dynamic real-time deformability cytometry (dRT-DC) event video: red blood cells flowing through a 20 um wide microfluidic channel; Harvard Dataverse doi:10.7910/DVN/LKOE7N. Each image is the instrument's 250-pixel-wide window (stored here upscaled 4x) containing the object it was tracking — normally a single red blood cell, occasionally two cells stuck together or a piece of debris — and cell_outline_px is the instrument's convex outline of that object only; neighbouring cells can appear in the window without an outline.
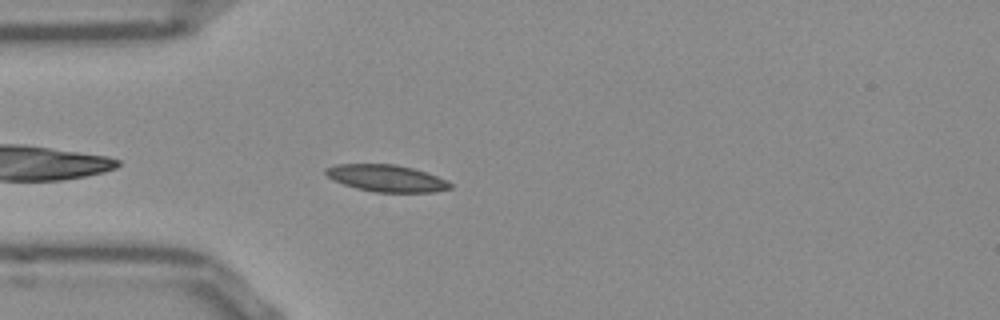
{"species": "Egyptian fruit bat (a non-hibernating species)", "species_latin": "Rousettus aegyptiacus", "temperature_condition": "room temperature", "stored_images_in_passage": 29, "camera_frame_rate_fps": 3000, "um_per_image_px": 0.085, "frame": {"image": 1, "passage_image": 3, "time_ms": 0.667, "image_size_px": [1000, 320], "cell_outline_px": [[452, 188], [436, 192], [376, 192], [356, 188], [332, 180], [324, 172], [324, 168], [336, 164], [396, 164], [412, 168], [448, 180], [452, 184]], "centroid_in_image_um": [32.84, 15.15], "position_along_channel_um": 52.2, "area_um2": 19.54}}
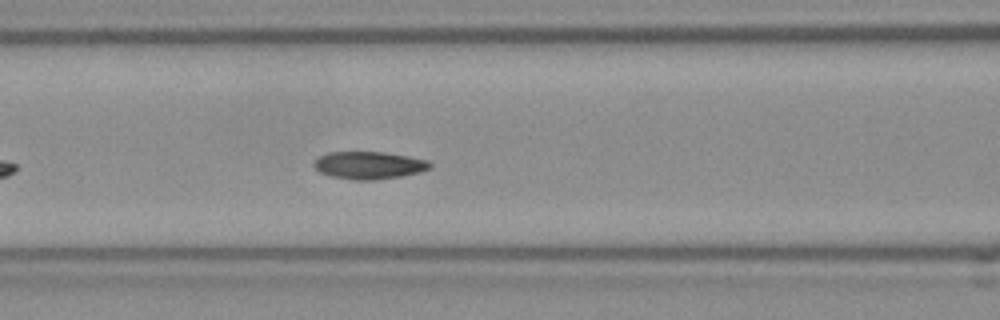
{"frame": {"image": 2, "passage_image": 10, "time_ms": 3.0, "image_size_px": [1000, 320], "cell_outline_px": [[432, 168], [420, 172], [400, 176], [372, 180], [356, 180], [332, 176], [320, 172], [312, 164], [320, 156], [328, 152], [384, 152], [408, 156], [428, 160], [432, 164]], "centroid_in_image_um": [31.39, 14.04], "position_along_channel_um": 135.2, "area_um2": 18.5}}
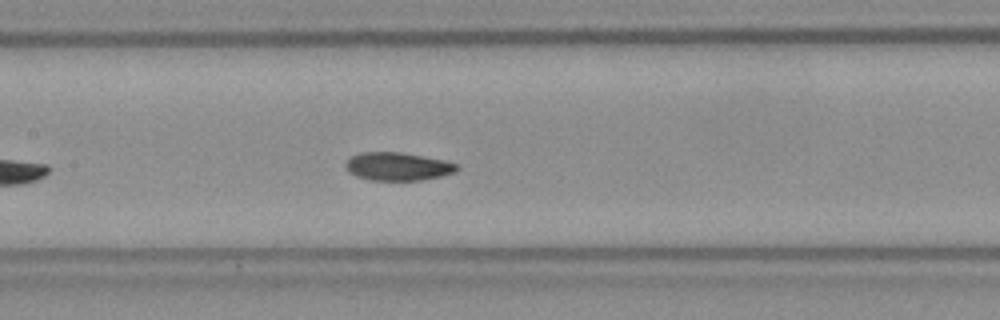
{"frame": {"image": 3, "passage_image": 13, "time_ms": 4.0, "image_size_px": [1000, 320], "cell_outline_px": [[460, 168], [456, 172], [440, 176], [420, 180], [368, 180], [356, 176], [348, 172], [344, 164], [352, 156], [360, 152], [400, 152], [444, 160], [460, 164]], "centroid_in_image_um": [33.82, 14.15], "position_along_channel_um": 173.6, "area_um2": 18.32}, "authors_computed_cell_mechanics": {"area_um2": 18.4382, "velocity_mm_per_s": 3.8229, "shape_relaxation_time_tau1_ms": 3.6167, "shape_relaxation_time_tau2_ms": 1.0836, "deformation_change_tau1": 0.1135, "deformation_change_tau2": 0.0462}}